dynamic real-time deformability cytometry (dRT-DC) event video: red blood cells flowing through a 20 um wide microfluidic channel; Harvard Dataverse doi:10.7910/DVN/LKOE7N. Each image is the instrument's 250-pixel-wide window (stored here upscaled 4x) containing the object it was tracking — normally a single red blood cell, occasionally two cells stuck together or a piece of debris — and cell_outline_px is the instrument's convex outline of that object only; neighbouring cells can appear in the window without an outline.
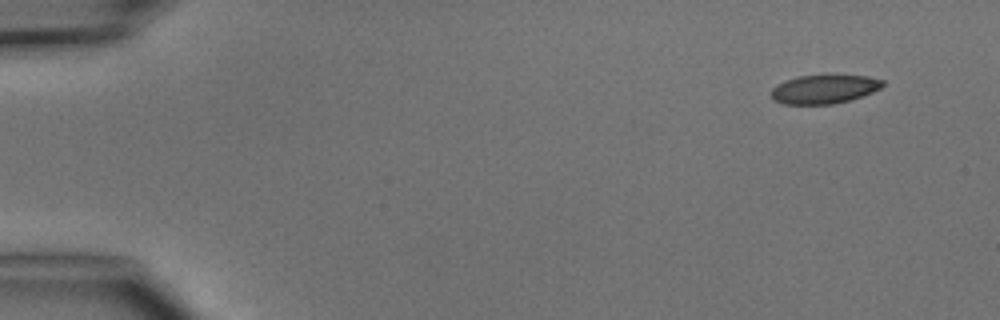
{"species": "common noctule bat (a hibernating species)", "species_latin": "Nyctalus noctula", "temperature_condition": "cold", "stored_images_in_passage": 4, "camera_frame_rate_fps": 3000, "um_per_image_px": 0.085, "animal": {"sex": "male", "body_mass_g": 15.6}, "frame": {"image": 1, "passage_image": 1, "time_ms": 0.0, "image_size_px": [1000, 320], "cell_outline_px": [[884, 84], [880, 88], [872, 92], [852, 100], [832, 104], [784, 104], [776, 100], [768, 92], [776, 84], [796, 76], [868, 76], [884, 80]], "centroid_in_image_um": [70.04, 7.59], "position_along_channel_um": 15.0, "area_um2": 18.61}}
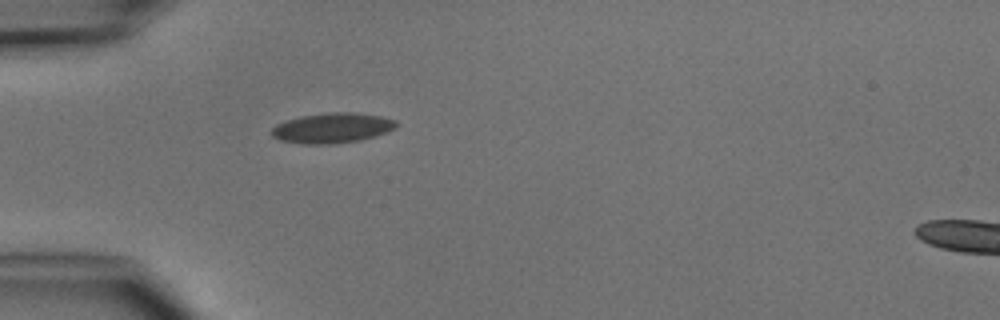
{"frame": {"image": 2, "passage_image": 4, "time_ms": 3.667, "image_size_px": [1000, 320], "cell_outline_px": [[396, 128], [376, 136], [360, 140], [336, 144], [304, 144], [280, 140], [272, 136], [272, 128], [276, 124], [288, 120], [304, 116], [328, 112], [356, 112], [380, 116], [396, 120]], "centroid_in_image_um": [28.26, 10.88], "position_along_channel_um": 56.7, "area_um2": 21.85}}